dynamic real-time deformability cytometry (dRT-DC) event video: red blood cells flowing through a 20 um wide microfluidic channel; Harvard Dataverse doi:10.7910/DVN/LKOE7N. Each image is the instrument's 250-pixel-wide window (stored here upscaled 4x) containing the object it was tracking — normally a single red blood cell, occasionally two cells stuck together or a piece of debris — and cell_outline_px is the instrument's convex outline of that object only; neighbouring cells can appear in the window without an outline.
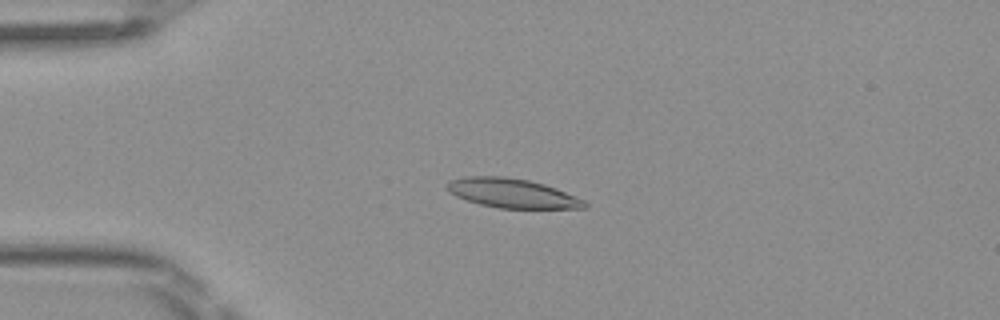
{"species": "Egyptian fruit bat (a non-hibernating species)", "species_latin": "Rousettus aegyptiacus", "temperature_condition": "room temperature", "stored_images_in_passage": 43, "camera_frame_rate_fps": 3000, "um_per_image_px": 0.085, "frame": {"image": 1, "passage_image": 5, "time_ms": 1.333, "image_size_px": [1000, 320], "cell_outline_px": [[588, 208], [500, 208], [480, 204], [456, 196], [448, 188], [448, 180], [464, 176], [504, 176], [528, 180], [544, 184], [556, 188], [584, 200], [588, 204]], "centroid_in_image_um": [43.55, 16.41], "position_along_channel_um": 41.4, "area_um2": 23.24}}
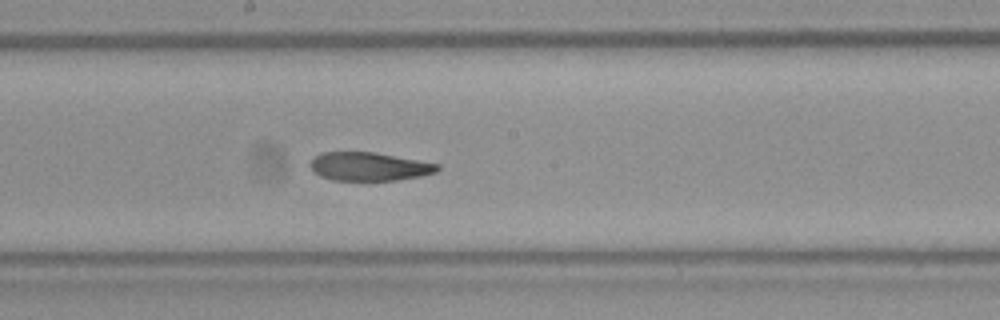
{"frame": {"image": 2, "passage_image": 20, "time_ms": 6.333, "image_size_px": [1000, 320], "cell_outline_px": [[440, 168], [436, 172], [420, 176], [396, 180], [332, 180], [320, 176], [308, 164], [320, 152], [376, 152], [440, 164]], "centroid_in_image_um": [31.39, 14.15], "position_along_channel_um": 216.8, "area_um2": 21.04}}
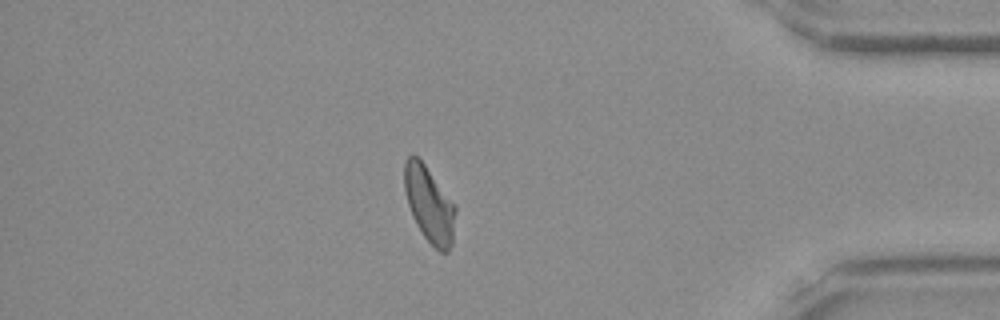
{"frame": {"image": 3, "passage_image": 36, "time_ms": 11.667, "image_size_px": [1000, 320], "cell_outline_px": [[456, 212], [452, 244], [448, 252], [440, 252], [424, 236], [416, 224], [412, 216], [408, 204], [404, 188], [404, 160], [412, 152], [424, 164], [456, 204]], "centroid_in_image_um": [36.49, 17.35], "position_along_channel_um": 398.7, "area_um2": 22.66}, "authors_computed_cell_mechanics": {"area_um2": 22.7732, "velocity_mm_per_s": 4.0572, "shape_relaxation_time_tau1_ms": null, "shape_relaxation_time_tau2_ms": 3.9725, "deformation_change_tau1": null, "deformation_change_tau2": 0.1066}}